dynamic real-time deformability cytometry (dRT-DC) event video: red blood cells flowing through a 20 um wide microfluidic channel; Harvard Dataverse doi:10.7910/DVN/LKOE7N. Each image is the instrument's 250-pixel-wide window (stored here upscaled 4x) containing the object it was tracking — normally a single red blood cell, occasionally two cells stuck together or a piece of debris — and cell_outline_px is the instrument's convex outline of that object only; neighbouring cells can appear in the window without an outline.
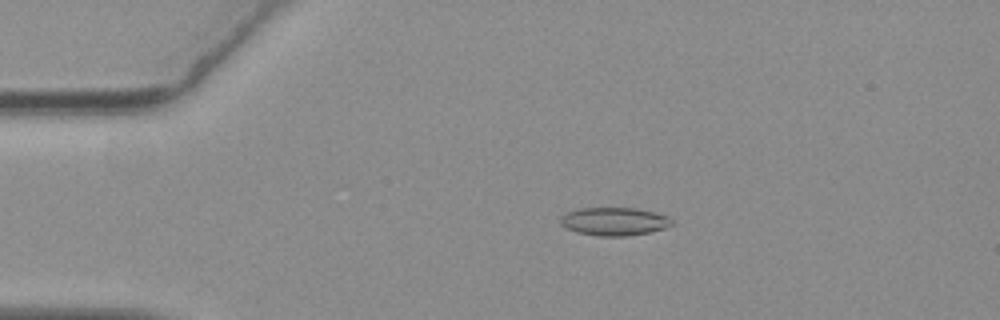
{"species": "common noctule bat (a hibernating species)", "species_latin": "Nyctalus noctula", "temperature_condition": "warm", "stored_images_in_passage": 55, "camera_frame_rate_fps": 3000, "um_per_image_px": 0.085, "animal": {"sex": "female", "body_mass_g": 19.3, "forearm_length_mm": 54.1}, "frame": {"image": 1, "passage_image": 11, "time_ms": 3.333, "image_size_px": [1000, 320], "cell_outline_px": [[672, 224], [664, 228], [648, 232], [624, 236], [600, 236], [576, 232], [564, 228], [560, 224], [560, 216], [564, 212], [580, 208], [636, 208], [668, 216], [672, 220]], "centroid_in_image_um": [52.13, 18.81], "position_along_channel_um": 32.9, "area_um2": 18.26}}
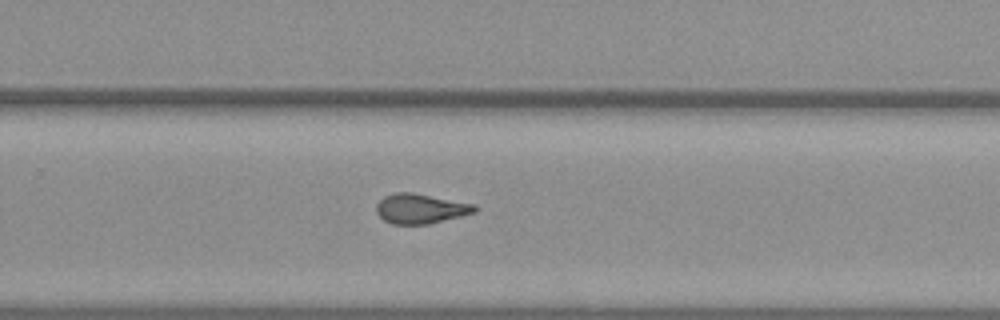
{"frame": {"image": 2, "passage_image": 36, "time_ms": 11.667, "image_size_px": [1000, 320], "cell_outline_px": [[480, 208], [476, 212], [428, 224], [392, 224], [384, 220], [376, 212], [376, 204], [384, 196], [396, 192], [412, 192], [476, 204]], "centroid_in_image_um": [35.76, 17.73], "position_along_channel_um": 294.0, "area_um2": 17.17}}
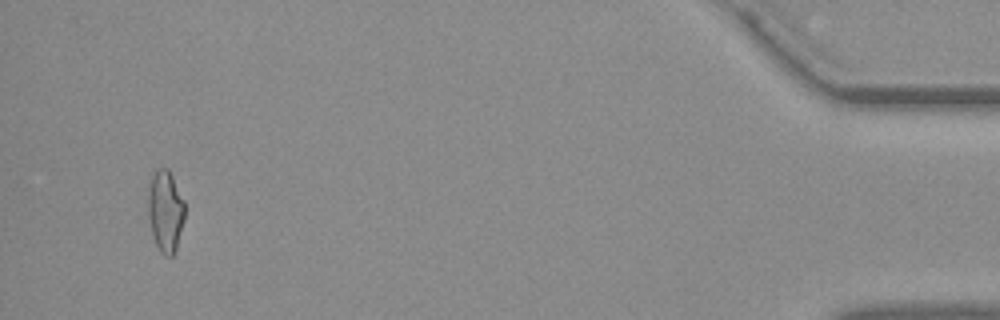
{"frame": {"image": 3, "passage_image": 53, "time_ms": 17.333, "image_size_px": [1000, 320], "cell_outline_px": [[184, 220], [176, 252], [172, 256], [164, 256], [160, 252], [152, 236], [148, 212], [148, 192], [152, 176], [156, 168], [168, 168], [184, 200]], "centroid_in_image_um": [14.06, 17.97], "position_along_channel_um": 421.1, "area_um2": 17.57}, "authors_computed_cell_mechanics": {"area_um2": 17.34, "velocity_mm_per_s": 3.6955, "shape_relaxation_time_tau1_ms": 10.8207, "shape_relaxation_time_tau2_ms": 2.0944, "deformation_change_tau1": 0.2612, "deformation_change_tau2": 0.1035}}